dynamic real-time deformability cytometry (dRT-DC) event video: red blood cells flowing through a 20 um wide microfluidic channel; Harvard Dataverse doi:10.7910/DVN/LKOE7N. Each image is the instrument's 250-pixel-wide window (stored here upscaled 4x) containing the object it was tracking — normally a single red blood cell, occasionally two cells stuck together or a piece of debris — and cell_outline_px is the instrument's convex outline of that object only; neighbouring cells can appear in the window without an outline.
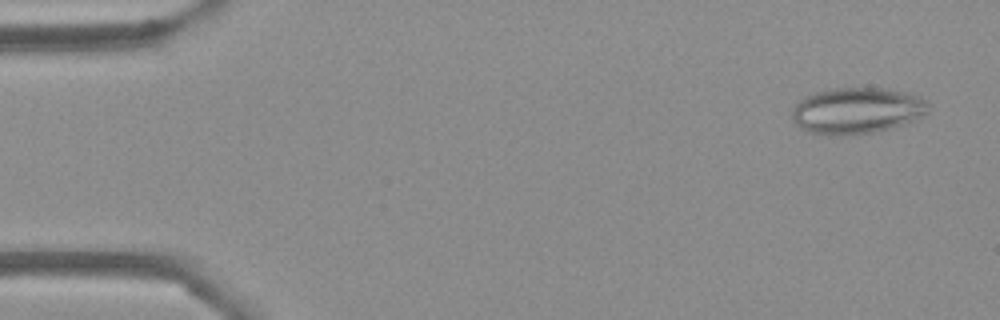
{"species": "Egyptian fruit bat (a non-hibernating species)", "species_latin": "Rousettus aegyptiacus", "temperature_condition": "cold", "stored_images_in_passage": 54, "camera_frame_rate_fps": 3000, "um_per_image_px": 0.085, "frame": {"image": 1, "passage_image": 3, "time_ms": 0.667, "image_size_px": [1000, 320], "cell_outline_px": [[928, 112], [904, 124], [872, 132], [828, 136], [808, 132], [800, 128], [796, 124], [792, 116], [792, 108], [804, 96], [828, 88], [884, 88], [904, 92], [920, 96], [928, 100]], "centroid_in_image_um": [72.8, 9.39], "position_along_channel_um": 12.2, "area_um2": 36.7}}
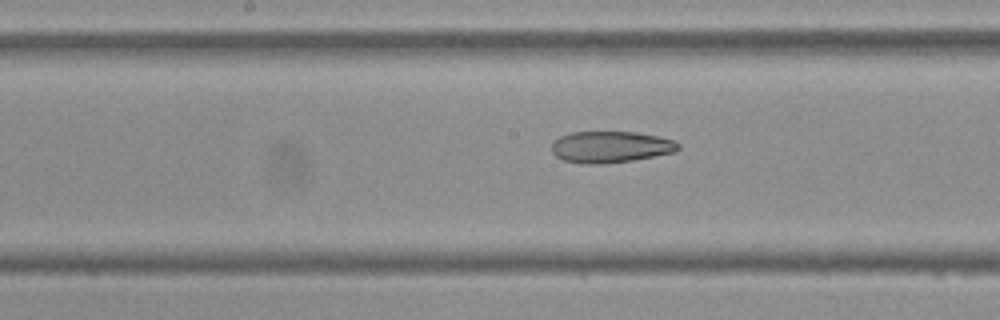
{"frame": {"image": 2, "passage_image": 27, "time_ms": 8.667, "image_size_px": [1000, 320], "cell_outline_px": [[680, 148], [672, 152], [632, 160], [600, 164], [588, 164], [564, 160], [556, 156], [552, 152], [552, 144], [560, 136], [572, 132], [636, 132], [676, 140], [680, 144]], "centroid_in_image_um": [51.9, 12.48], "position_along_channel_um": 196.3, "area_um2": 22.95}}
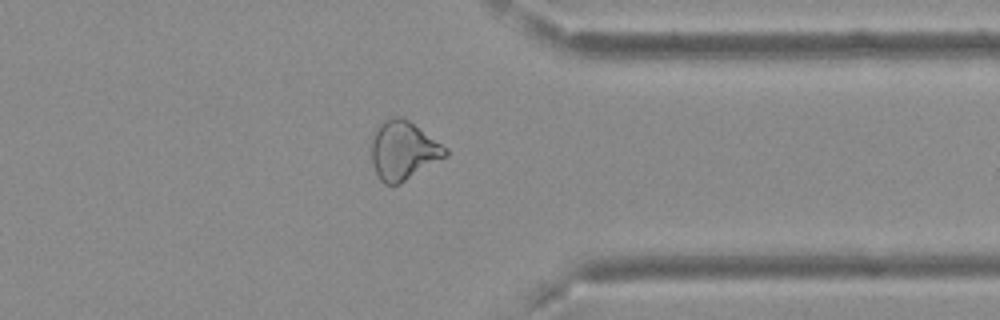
{"frame": {"image": 3, "passage_image": 42, "time_ms": 13.667, "image_size_px": [1000, 320], "cell_outline_px": [[448, 156], [400, 184], [384, 184], [380, 180], [372, 164], [372, 136], [376, 128], [384, 120], [392, 116], [400, 116], [408, 120], [448, 148]], "centroid_in_image_um": [34.29, 12.79], "position_along_channel_um": 377.1, "area_um2": 25.37}, "authors_computed_cell_mechanics": {"area_um2": 27.4839, "velocity_mm_per_s": 3.7412, "shape_relaxation_time_tau1_ms": null, "shape_relaxation_time_tau2_ms": 5.1183, "deformation_change_tau1": null, "deformation_change_tau2": 0.1407}}